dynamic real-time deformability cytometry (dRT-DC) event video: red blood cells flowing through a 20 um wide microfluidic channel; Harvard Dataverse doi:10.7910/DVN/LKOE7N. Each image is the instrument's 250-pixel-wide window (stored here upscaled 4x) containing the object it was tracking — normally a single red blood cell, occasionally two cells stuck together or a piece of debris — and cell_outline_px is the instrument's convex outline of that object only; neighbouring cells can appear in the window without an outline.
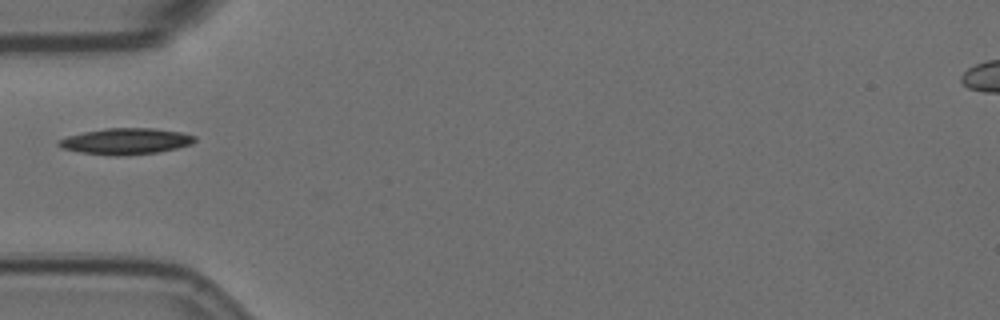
{"species": "Egyptian fruit bat (a non-hibernating species)", "species_latin": "Rousettus aegyptiacus", "temperature_condition": "room temperature", "stored_images_in_passage": 3, "camera_frame_rate_fps": 3000, "um_per_image_px": 0.085, "animal": {"sex": "female"}, "frame": {"image": 1, "passage_image": 1, "time_ms": 0.0, "image_size_px": [1000, 320], "cell_outline_px": [[196, 140], [192, 144], [176, 148], [156, 152], [120, 156], [112, 156], [80, 152], [60, 148], [56, 144], [60, 140], [68, 136], [84, 132], [108, 128], [152, 128], [180, 132], [196, 136]], "centroid_in_image_um": [10.69, 12.01], "position_along_channel_um": 74.3, "area_um2": 20.63}}